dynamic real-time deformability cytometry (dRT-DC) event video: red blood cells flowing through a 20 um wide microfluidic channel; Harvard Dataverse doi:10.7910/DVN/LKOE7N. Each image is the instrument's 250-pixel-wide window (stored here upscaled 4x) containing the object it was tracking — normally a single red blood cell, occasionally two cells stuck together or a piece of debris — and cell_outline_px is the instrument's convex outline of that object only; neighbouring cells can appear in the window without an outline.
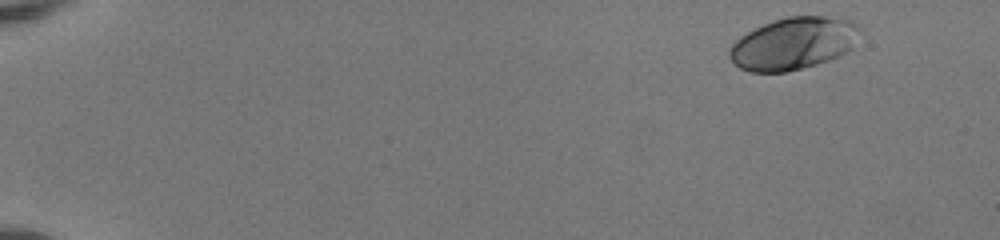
{"species": "human", "species_latin": "Homo sapiens", "temperature_condition": "room temperature", "stored_images_in_passage": 48, "camera_frame_rate_fps": 3000, "um_per_image_px": 0.085, "donor": {"sex": "female"}, "frame": {"image": 1, "passage_image": 1, "time_ms": 0.0, "image_size_px": [1000, 240], "cell_outline_px": [[856, 28], [852, 48], [848, 52], [828, 60], [816, 64], [784, 72], [752, 72], [740, 68], [728, 56], [728, 48], [740, 36], [772, 20], [788, 16], [824, 16], [848, 20], [856, 24]], "centroid_in_image_um": [67.37, 3.7], "position_along_channel_um": 17.6, "area_um2": 39.07}}
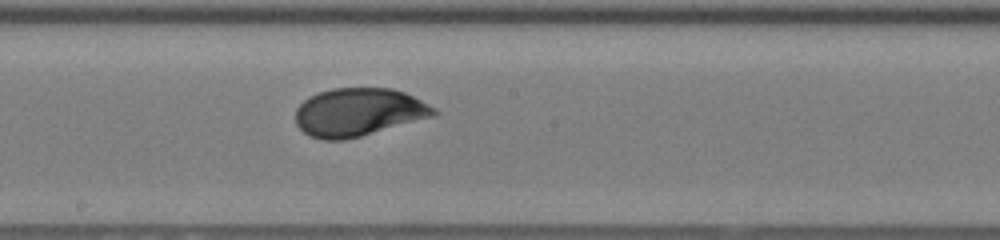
{"frame": {"image": 2, "passage_image": 27, "time_ms": 8.667, "image_size_px": [1000, 240], "cell_outline_px": [[440, 112], [436, 116], [360, 136], [344, 140], [324, 140], [308, 136], [296, 124], [296, 108], [304, 100], [320, 92], [332, 88], [392, 88], [404, 92], [436, 108]], "centroid_in_image_um": [30.49, 9.54], "position_along_channel_um": 217.7, "area_um2": 38.73}}
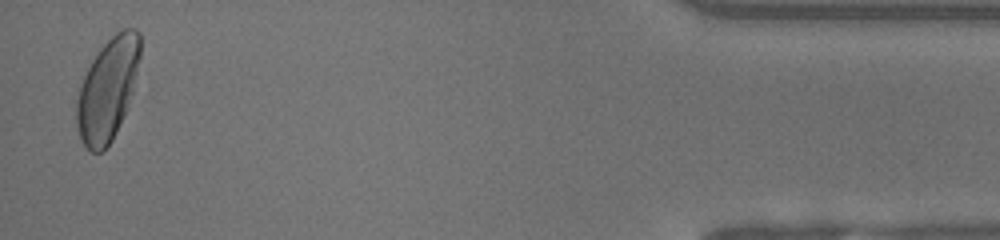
{"frame": {"image": 3, "passage_image": 47, "time_ms": 15.333, "image_size_px": [1000, 240], "cell_outline_px": [[140, 56], [132, 92], [116, 132], [112, 140], [100, 152], [92, 152], [80, 140], [76, 124], [76, 100], [80, 84], [96, 52], [116, 32], [124, 28], [136, 28], [140, 32]], "centroid_in_image_um": [9.13, 7.56], "position_along_channel_um": 426.1, "area_um2": 37.45}, "authors_computed_cell_mechanics": {"area_um2": 37.8012, "velocity_mm_per_s": 4.1174, "shape_relaxation_time_tau1_ms": 4.0234, "shape_relaxation_time_tau2_ms": null, "deformation_change_tau1": 0.1671, "deformation_change_tau2": null}}